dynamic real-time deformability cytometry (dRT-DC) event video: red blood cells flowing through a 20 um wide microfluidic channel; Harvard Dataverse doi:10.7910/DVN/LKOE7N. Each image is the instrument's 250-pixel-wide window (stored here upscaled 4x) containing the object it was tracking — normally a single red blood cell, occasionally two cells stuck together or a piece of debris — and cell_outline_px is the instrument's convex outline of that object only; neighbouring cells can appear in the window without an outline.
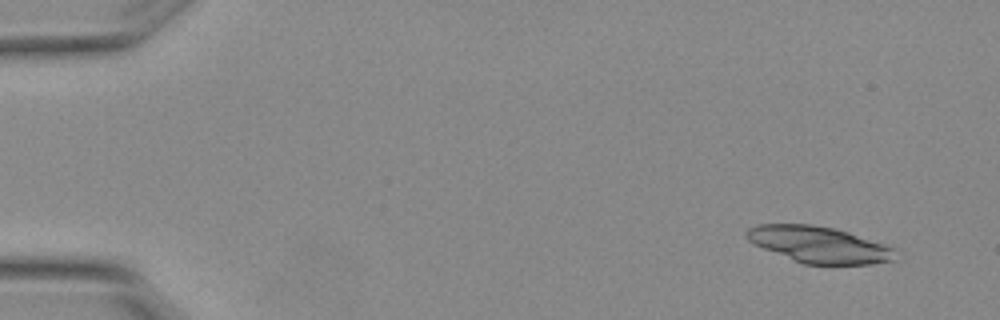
{"species": "Egyptian fruit bat (a non-hibernating species)", "species_latin": "Rousettus aegyptiacus", "temperature_condition": "warm", "stored_images_in_passage": 5, "camera_frame_rate_fps": 3000, "um_per_image_px": 0.085, "animal": {"sex": "female"}, "frame": {"image": 1, "passage_image": 1, "time_ms": 0.0, "image_size_px": [1000, 320], "cell_outline_px": [[904, 252], [896, 260], [872, 264], [804, 264], [752, 244], [744, 236], [744, 232], [748, 228], [756, 224], [812, 224], [832, 228], [848, 232]], "centroid_in_image_um": [69.63, 20.8], "position_along_channel_um": 15.4, "area_um2": 31.73}}
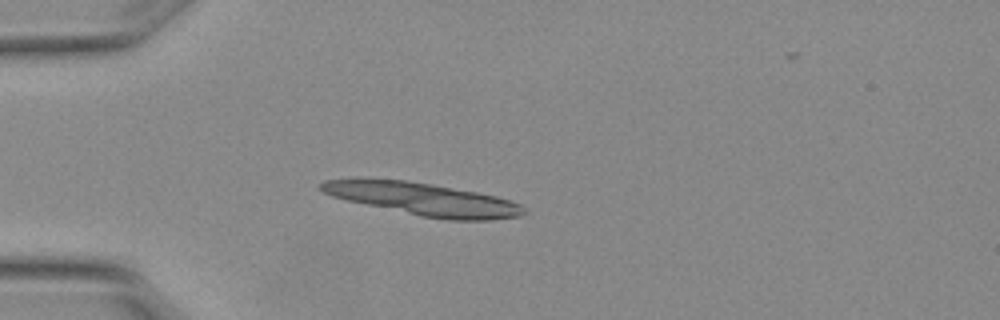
{"frame": {"image": 2, "passage_image": 4, "time_ms": 1.0, "image_size_px": [1000, 320], "cell_outline_px": [[528, 212], [520, 216], [488, 220], [448, 220], [420, 216], [348, 200], [332, 196], [316, 188], [324, 180], [408, 180], [432, 184], [476, 192], [496, 196], [520, 204]], "centroid_in_image_um": [36.03, 16.94], "position_along_channel_um": 49.0, "area_um2": 37.8}}